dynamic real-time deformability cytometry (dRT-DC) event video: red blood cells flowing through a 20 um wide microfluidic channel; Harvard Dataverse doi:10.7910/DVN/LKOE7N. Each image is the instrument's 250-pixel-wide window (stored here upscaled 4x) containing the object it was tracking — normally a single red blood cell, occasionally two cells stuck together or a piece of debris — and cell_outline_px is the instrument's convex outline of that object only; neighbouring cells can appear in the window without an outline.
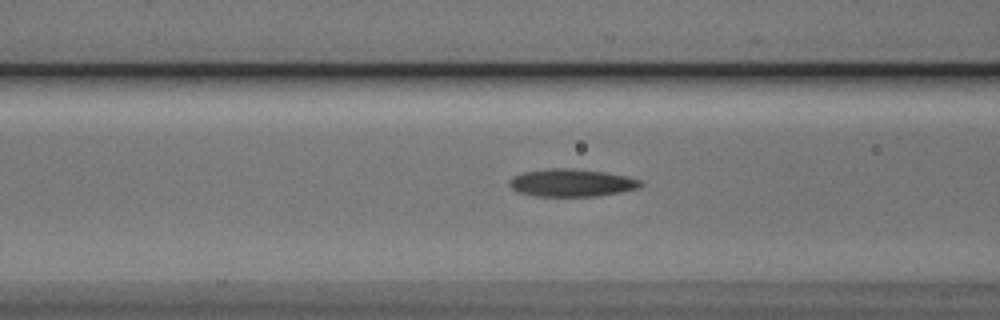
{"species": "Egyptian fruit bat (a non-hibernating species)", "species_latin": "Rousettus aegyptiacus", "temperature_condition": "cold", "stored_images_in_passage": 32, "camera_frame_rate_fps": 3000, "um_per_image_px": 0.085, "animal": {"sex": "male"}, "frame": {"image": 1, "passage_image": 7, "time_ms": 2.0, "image_size_px": [1000, 320], "cell_outline_px": [[644, 184], [636, 188], [620, 192], [596, 196], [536, 196], [520, 192], [512, 188], [508, 184], [508, 180], [512, 176], [524, 172], [548, 168], [572, 168], [604, 172], [624, 176], [640, 180]], "centroid_in_image_um": [48.54, 15.53], "position_along_channel_um": 118.1, "area_um2": 20.98}}
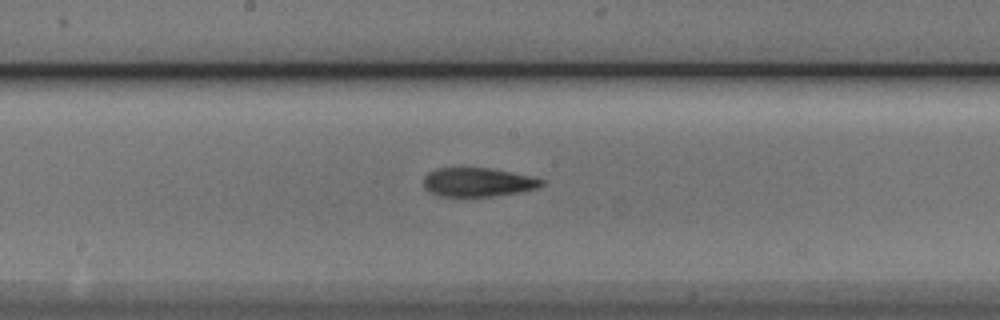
{"frame": {"image": 2, "passage_image": 14, "time_ms": 4.333, "image_size_px": [1000, 320], "cell_outline_px": [[544, 184], [540, 188], [520, 192], [492, 196], [436, 196], [428, 192], [424, 188], [424, 176], [428, 172], [436, 168], [492, 168], [536, 176], [544, 180]], "centroid_in_image_um": [40.65, 15.48], "position_along_channel_um": 207.5, "area_um2": 20.29}}
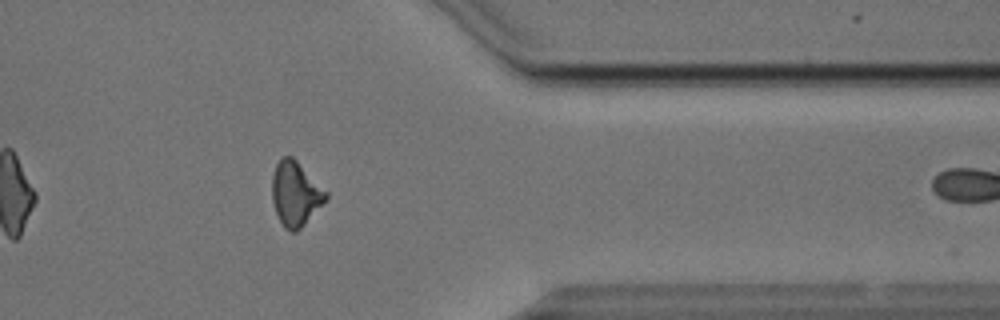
{"frame": {"image": 3, "passage_image": 29, "time_ms": 9.333, "image_size_px": [1000, 320], "cell_outline_px": [[328, 196], [304, 224], [296, 232], [292, 232], [284, 228], [276, 212], [272, 200], [272, 176], [276, 164], [284, 156], [292, 156], [328, 192]], "centroid_in_image_um": [25.09, 16.46], "position_along_channel_um": 386.3, "area_um2": 19.83}, "authors_computed_cell_mechanics": {"area_um2": 19.9699, "velocity_mm_per_s": 3.8386, "shape_relaxation_time_tau1_ms": 7.5178, "shape_relaxation_time_tau2_ms": 4.0659, "deformation_change_tau1": 0.2043, "deformation_change_tau2": 0.1357}}